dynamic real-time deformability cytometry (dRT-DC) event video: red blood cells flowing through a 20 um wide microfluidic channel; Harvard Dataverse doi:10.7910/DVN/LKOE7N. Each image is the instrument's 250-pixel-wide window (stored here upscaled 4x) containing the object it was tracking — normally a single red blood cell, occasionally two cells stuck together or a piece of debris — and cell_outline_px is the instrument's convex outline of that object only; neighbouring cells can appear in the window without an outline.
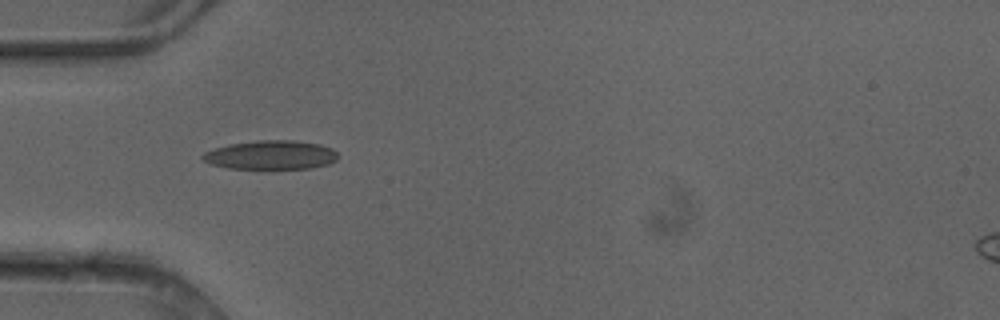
{"species": "common noctule bat (a hibernating species)", "species_latin": "Nyctalus noctula", "temperature_condition": "cold", "stored_images_in_passage": 7, "camera_frame_rate_fps": 3000, "um_per_image_px": 0.085, "animal": {"sex": "female"}, "frame": {"image": 1, "passage_image": 6, "time_ms": 1.667, "image_size_px": [1000, 320], "cell_outline_px": [[340, 156], [336, 160], [328, 164], [312, 168], [268, 172], [228, 168], [208, 164], [200, 156], [204, 152], [228, 144], [256, 140], [292, 140], [320, 144], [332, 148]], "centroid_in_image_um": [23.02, 13.23], "position_along_channel_um": 62.0, "area_um2": 24.1}}
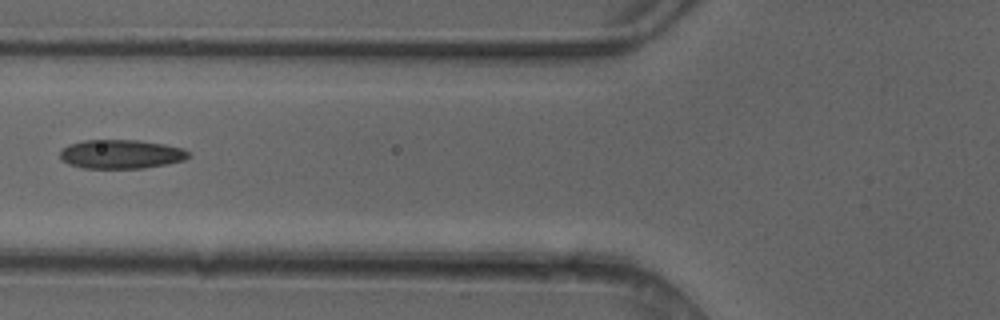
{"frame": {"image": 2, "passage_image": 7, "time_ms": 2.0, "image_size_px": [1000, 320], "cell_outline_px": [[192, 156], [184, 160], [168, 164], [144, 168], [84, 168], [68, 164], [60, 156], [60, 152], [68, 144], [84, 140], [140, 140], [164, 144], [184, 148]], "centroid_in_image_um": [10.33, 13.1], "position_along_channel_um": 115.5, "area_um2": 21.79}}